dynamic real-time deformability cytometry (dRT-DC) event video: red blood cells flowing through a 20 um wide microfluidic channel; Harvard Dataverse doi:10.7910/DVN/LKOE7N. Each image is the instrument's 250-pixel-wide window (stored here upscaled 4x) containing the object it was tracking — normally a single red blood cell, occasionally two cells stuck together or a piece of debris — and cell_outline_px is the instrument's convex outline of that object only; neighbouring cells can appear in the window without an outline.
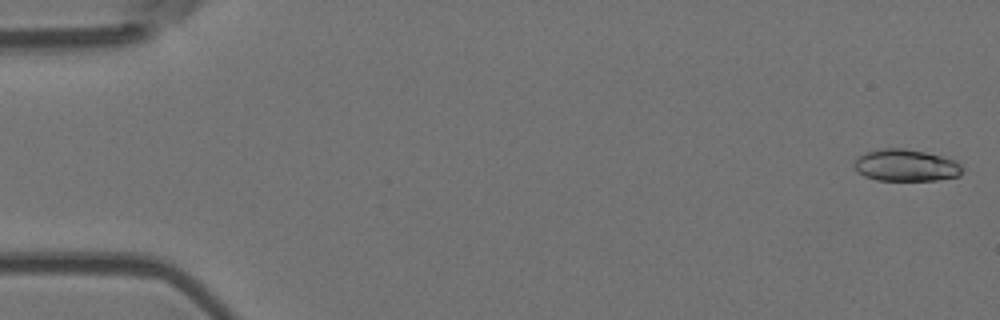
{"species": "Egyptian fruit bat (a non-hibernating species)", "species_latin": "Rousettus aegyptiacus", "temperature_condition": "room temperature", "stored_images_in_passage": 5, "camera_frame_rate_fps": 3000, "um_per_image_px": 0.085, "animal": {"sex": "female"}, "frame": {"image": 1, "passage_image": 1, "time_ms": 0.0, "image_size_px": [1000, 320], "cell_outline_px": [[960, 176], [936, 180], [876, 180], [864, 176], [856, 172], [852, 164], [860, 156], [868, 152], [884, 148], [904, 148], [924, 152], [956, 160], [960, 164]], "centroid_in_image_um": [76.97, 14.06], "position_along_channel_um": 8.0, "area_um2": 19.94}}
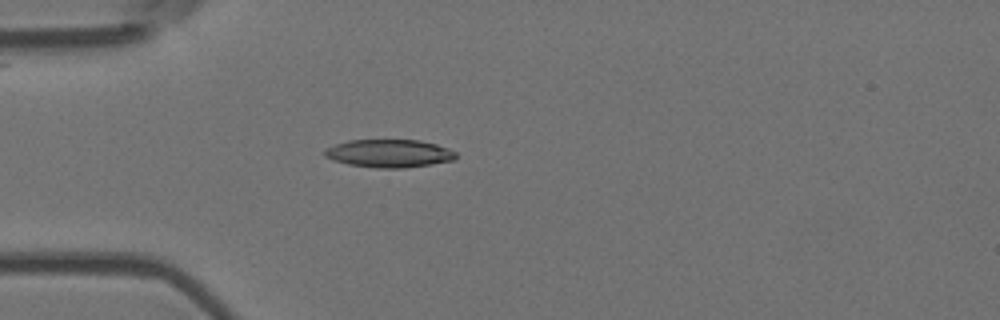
{"frame": {"image": 2, "passage_image": 5, "time_ms": 1.333, "image_size_px": [1000, 320], "cell_outline_px": [[456, 160], [432, 164], [404, 168], [376, 168], [348, 164], [332, 160], [324, 156], [324, 152], [328, 148], [336, 144], [348, 140], [420, 140], [436, 144], [448, 148], [456, 152]], "centroid_in_image_um": [33.1, 13.04], "position_along_channel_um": 51.9, "area_um2": 21.44}}